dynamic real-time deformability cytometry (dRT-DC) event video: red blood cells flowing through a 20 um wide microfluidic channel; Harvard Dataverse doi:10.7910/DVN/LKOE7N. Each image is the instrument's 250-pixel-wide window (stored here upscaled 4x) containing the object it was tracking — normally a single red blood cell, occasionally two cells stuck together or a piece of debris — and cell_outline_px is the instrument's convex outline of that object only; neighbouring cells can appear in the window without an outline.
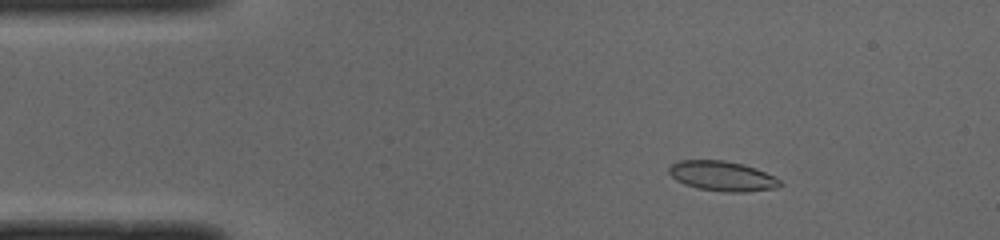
{"species": "common noctule bat (a hibernating species)", "species_latin": "Nyctalus noctula", "temperature_condition": "cold", "stored_images_in_passage": 50, "camera_frame_rate_fps": 3000, "um_per_image_px": 0.085, "animal": {"sex": "male", "body_mass_g": 19.0, "forearm_length_mm": 50.8}, "frame": {"image": 1, "passage_image": 7, "time_ms": 2.0, "image_size_px": [1000, 240], "cell_outline_px": [[784, 184], [776, 188], [744, 192], [724, 192], [696, 188], [684, 184], [676, 180], [668, 172], [668, 168], [676, 160], [724, 160], [744, 164], [756, 168], [780, 180]], "centroid_in_image_um": [61.37, 14.96], "position_along_channel_um": 23.6, "area_um2": 19.48}}
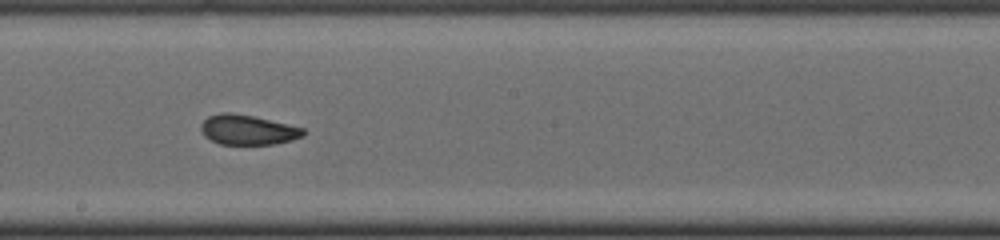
{"frame": {"image": 2, "passage_image": 27, "time_ms": 8.667, "image_size_px": [1000, 240], "cell_outline_px": [[308, 132], [304, 136], [292, 140], [272, 144], [220, 144], [204, 136], [200, 128], [200, 124], [208, 116], [220, 112], [232, 112], [252, 116], [304, 128]], "centroid_in_image_um": [21.06, 11.03], "position_along_channel_um": 227.1, "area_um2": 17.86}}
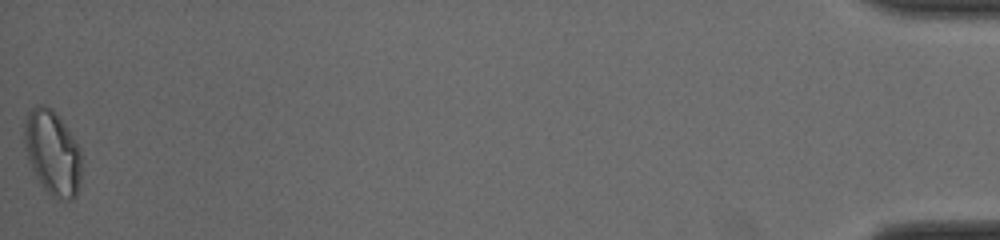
{"frame": {"image": 3, "passage_image": 50, "time_ms": 16.333, "image_size_px": [1000, 240], "cell_outline_px": [[80, 180], [76, 196], [72, 200], [56, 200], [40, 184], [28, 160], [24, 144], [24, 120], [28, 112], [32, 108], [40, 104], [44, 104], [52, 108], [56, 112], [72, 136], [80, 152]], "centroid_in_image_um": [4.44, 12.98], "position_along_channel_um": 430.8, "area_um2": 28.15}, "authors_computed_cell_mechanics": {"area_um2": 19.0451, "velocity_mm_per_s": 3.9822, "shape_relaxation_time_tau1_ms": null, "shape_relaxation_time_tau2_ms": 1.9335, "deformation_change_tau1": null, "deformation_change_tau2": 0.0623}}